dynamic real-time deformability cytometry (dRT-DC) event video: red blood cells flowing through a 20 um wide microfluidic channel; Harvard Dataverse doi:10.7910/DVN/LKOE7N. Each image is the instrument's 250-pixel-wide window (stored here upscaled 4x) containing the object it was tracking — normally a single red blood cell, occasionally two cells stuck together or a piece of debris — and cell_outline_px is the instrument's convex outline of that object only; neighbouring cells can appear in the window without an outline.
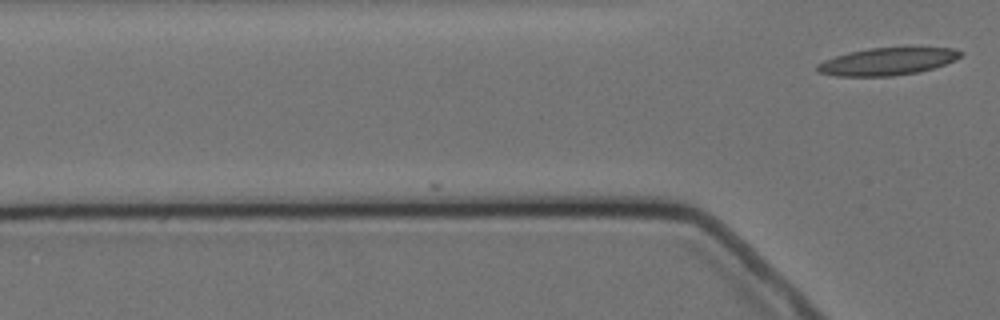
{"species": "Egyptian fruit bat (a non-hibernating species)", "species_latin": "Rousettus aegyptiacus", "temperature_condition": "cold", "stored_images_in_passage": 2, "camera_frame_rate_fps": 3000, "um_per_image_px": 0.085, "animal": {"sex": "female"}, "frame": {"image": 1, "passage_image": 2, "time_ms": 1.333, "image_size_px": [1000, 320], "cell_outline_px": [[964, 52], [960, 56], [944, 64], [920, 72], [892, 76], [836, 76], [820, 72], [816, 68], [816, 64], [824, 60], [848, 52], [872, 48], [956, 48]], "centroid_in_image_um": [75.4, 5.23], "position_along_channel_um": 50.4, "area_um2": 22.6}}